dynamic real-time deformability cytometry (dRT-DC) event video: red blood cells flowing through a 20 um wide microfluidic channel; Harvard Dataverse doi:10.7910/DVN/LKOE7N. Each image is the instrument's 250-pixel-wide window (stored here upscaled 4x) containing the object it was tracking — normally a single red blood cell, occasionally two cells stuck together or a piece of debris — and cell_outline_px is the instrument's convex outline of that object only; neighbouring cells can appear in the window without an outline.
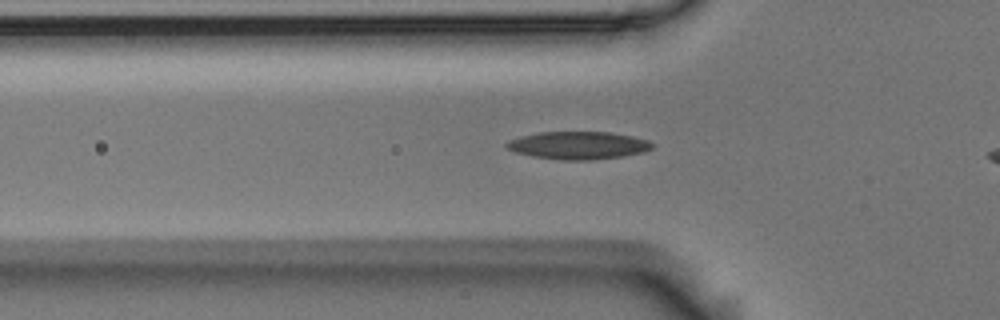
{"species": "Egyptian fruit bat (a non-hibernating species)", "species_latin": "Rousettus aegyptiacus", "temperature_condition": "room temperature", "stored_images_in_passage": 43, "camera_frame_rate_fps": 3000, "um_per_image_px": 0.085, "animal": {"sex": "male"}, "frame": {"image": 1, "passage_image": 14, "time_ms": 4.333, "image_size_px": [1000, 320], "cell_outline_px": [[656, 144], [652, 148], [644, 152], [624, 156], [592, 160], [560, 160], [532, 156], [516, 152], [508, 148], [504, 144], [508, 140], [520, 136], [540, 132], [608, 132], [632, 136], [648, 140]], "centroid_in_image_um": [49.17, 12.36], "position_along_channel_um": 76.6, "area_um2": 23.64}}
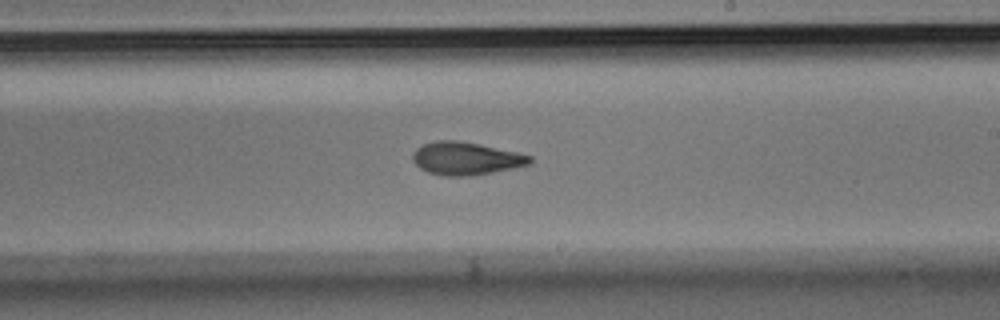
{"frame": {"image": 2, "passage_image": 28, "time_ms": 9.0, "image_size_px": [1000, 320], "cell_outline_px": [[532, 164], [472, 176], [448, 176], [428, 172], [420, 168], [412, 160], [412, 152], [416, 148], [424, 144], [436, 140], [456, 140], [516, 152], [532, 156]], "centroid_in_image_um": [39.58, 13.47], "position_along_channel_um": 249.4, "area_um2": 22.25}}
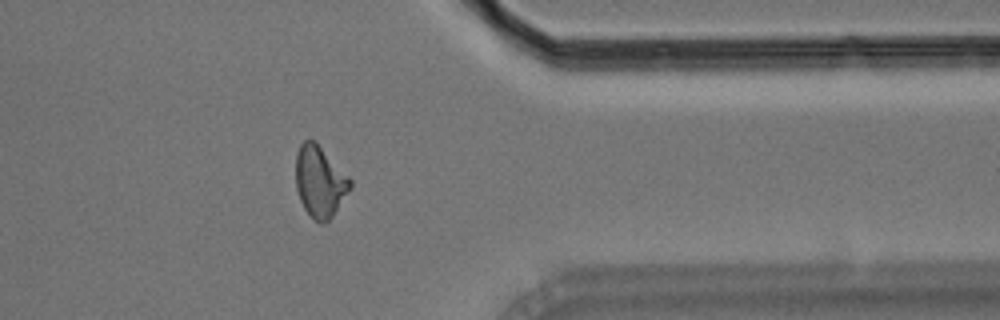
{"frame": {"image": 3, "passage_image": 40, "time_ms": 13.0, "image_size_px": [1000, 320], "cell_outline_px": [[352, 188], [332, 216], [324, 224], [320, 224], [304, 208], [300, 200], [296, 188], [296, 152], [300, 144], [304, 140], [316, 140], [352, 180]], "centroid_in_image_um": [27.2, 15.4], "position_along_channel_um": 384.2, "area_um2": 22.72}}